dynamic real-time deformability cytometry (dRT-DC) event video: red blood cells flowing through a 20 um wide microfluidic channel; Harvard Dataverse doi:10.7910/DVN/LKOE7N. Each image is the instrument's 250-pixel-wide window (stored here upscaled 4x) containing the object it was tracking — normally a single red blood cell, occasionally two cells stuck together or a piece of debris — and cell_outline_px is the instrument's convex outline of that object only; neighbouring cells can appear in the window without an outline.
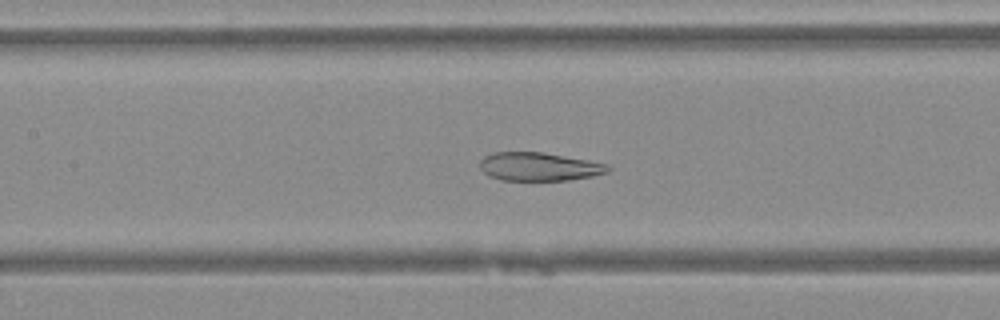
{"species": "Egyptian fruit bat (a non-hibernating species)", "species_latin": "Rousettus aegyptiacus", "temperature_condition": "warm", "stored_images_in_passage": 49, "camera_frame_rate_fps": 3000, "um_per_image_px": 0.085, "animal": {"sex": "female"}, "frame": {"image": 1, "passage_image": 23, "time_ms": 7.333, "image_size_px": [1000, 320], "cell_outline_px": [[612, 168], [608, 172], [592, 176], [568, 180], [500, 180], [488, 176], [480, 168], [480, 160], [484, 156], [492, 152], [544, 152], [588, 160], [608, 164]], "centroid_in_image_um": [45.81, 14.16], "position_along_channel_um": 161.6, "area_um2": 21.33}}
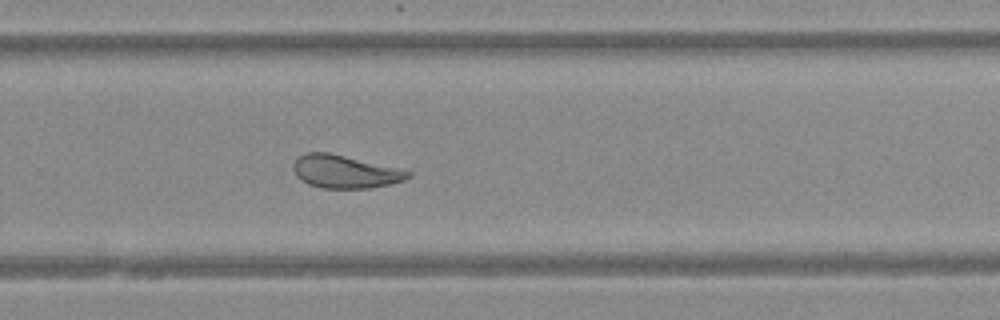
{"frame": {"image": 2, "passage_image": 33, "time_ms": 10.667, "image_size_px": [1000, 320], "cell_outline_px": [[412, 176], [404, 180], [372, 188], [320, 188], [308, 184], [300, 180], [296, 176], [292, 168], [292, 164], [300, 156], [308, 152], [328, 152], [408, 168], [412, 172]], "centroid_in_image_um": [29.4, 14.58], "position_along_channel_um": 300.4, "area_um2": 22.72}}
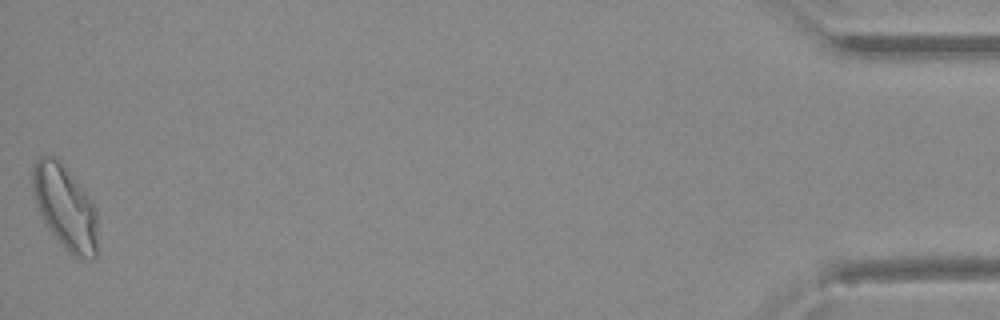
{"frame": {"image": 3, "passage_image": 49, "time_ms": 16.0, "image_size_px": [1000, 320], "cell_outline_px": [[100, 248], [96, 260], [80, 260], [72, 256], [64, 248], [52, 232], [44, 220], [40, 212], [32, 188], [32, 168], [36, 160], [40, 156], [52, 156], [60, 160], [88, 196], [96, 208]], "centroid_in_image_um": [5.61, 17.71], "position_along_channel_um": 429.6, "area_um2": 32.31}}